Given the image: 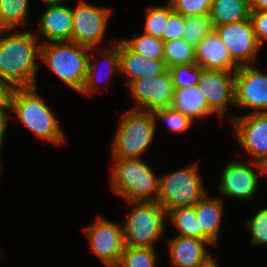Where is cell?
Here are the masks:
<instances>
[{"instance_id": "obj_8", "label": "cell", "mask_w": 267, "mask_h": 267, "mask_svg": "<svg viewBox=\"0 0 267 267\" xmlns=\"http://www.w3.org/2000/svg\"><path fill=\"white\" fill-rule=\"evenodd\" d=\"M72 10L71 41L89 48H97L104 39L112 9L96 7L79 0Z\"/></svg>"}, {"instance_id": "obj_18", "label": "cell", "mask_w": 267, "mask_h": 267, "mask_svg": "<svg viewBox=\"0 0 267 267\" xmlns=\"http://www.w3.org/2000/svg\"><path fill=\"white\" fill-rule=\"evenodd\" d=\"M208 246V240H201L193 237L175 236L168 240L171 262L175 267H204L211 260L212 255Z\"/></svg>"}, {"instance_id": "obj_33", "label": "cell", "mask_w": 267, "mask_h": 267, "mask_svg": "<svg viewBox=\"0 0 267 267\" xmlns=\"http://www.w3.org/2000/svg\"><path fill=\"white\" fill-rule=\"evenodd\" d=\"M213 0H169L173 11L182 16H209Z\"/></svg>"}, {"instance_id": "obj_30", "label": "cell", "mask_w": 267, "mask_h": 267, "mask_svg": "<svg viewBox=\"0 0 267 267\" xmlns=\"http://www.w3.org/2000/svg\"><path fill=\"white\" fill-rule=\"evenodd\" d=\"M212 29L209 16H184L182 38L195 47Z\"/></svg>"}, {"instance_id": "obj_32", "label": "cell", "mask_w": 267, "mask_h": 267, "mask_svg": "<svg viewBox=\"0 0 267 267\" xmlns=\"http://www.w3.org/2000/svg\"><path fill=\"white\" fill-rule=\"evenodd\" d=\"M155 121L165 122L168 130L176 133H185L194 124V121L172 107L157 109L153 112Z\"/></svg>"}, {"instance_id": "obj_22", "label": "cell", "mask_w": 267, "mask_h": 267, "mask_svg": "<svg viewBox=\"0 0 267 267\" xmlns=\"http://www.w3.org/2000/svg\"><path fill=\"white\" fill-rule=\"evenodd\" d=\"M171 107L194 122L214 113L209 108L199 85L175 89Z\"/></svg>"}, {"instance_id": "obj_41", "label": "cell", "mask_w": 267, "mask_h": 267, "mask_svg": "<svg viewBox=\"0 0 267 267\" xmlns=\"http://www.w3.org/2000/svg\"><path fill=\"white\" fill-rule=\"evenodd\" d=\"M262 168H263V175L265 174L267 176V159L262 162Z\"/></svg>"}, {"instance_id": "obj_7", "label": "cell", "mask_w": 267, "mask_h": 267, "mask_svg": "<svg viewBox=\"0 0 267 267\" xmlns=\"http://www.w3.org/2000/svg\"><path fill=\"white\" fill-rule=\"evenodd\" d=\"M198 168V163L193 162L183 169L159 176L157 202L166 213L178 207H192L208 194Z\"/></svg>"}, {"instance_id": "obj_9", "label": "cell", "mask_w": 267, "mask_h": 267, "mask_svg": "<svg viewBox=\"0 0 267 267\" xmlns=\"http://www.w3.org/2000/svg\"><path fill=\"white\" fill-rule=\"evenodd\" d=\"M90 250L106 267L117 266L125 248L123 226L98 216L96 221L84 228Z\"/></svg>"}, {"instance_id": "obj_1", "label": "cell", "mask_w": 267, "mask_h": 267, "mask_svg": "<svg viewBox=\"0 0 267 267\" xmlns=\"http://www.w3.org/2000/svg\"><path fill=\"white\" fill-rule=\"evenodd\" d=\"M16 31L5 30L0 34V78L16 87H33L36 86L37 58H40L39 36L33 31Z\"/></svg>"}, {"instance_id": "obj_24", "label": "cell", "mask_w": 267, "mask_h": 267, "mask_svg": "<svg viewBox=\"0 0 267 267\" xmlns=\"http://www.w3.org/2000/svg\"><path fill=\"white\" fill-rule=\"evenodd\" d=\"M163 61L167 69L176 65L196 63L195 47L183 38L164 41Z\"/></svg>"}, {"instance_id": "obj_23", "label": "cell", "mask_w": 267, "mask_h": 267, "mask_svg": "<svg viewBox=\"0 0 267 267\" xmlns=\"http://www.w3.org/2000/svg\"><path fill=\"white\" fill-rule=\"evenodd\" d=\"M249 0H213L210 10L212 27L247 20L250 17Z\"/></svg>"}, {"instance_id": "obj_36", "label": "cell", "mask_w": 267, "mask_h": 267, "mask_svg": "<svg viewBox=\"0 0 267 267\" xmlns=\"http://www.w3.org/2000/svg\"><path fill=\"white\" fill-rule=\"evenodd\" d=\"M250 20L260 45L267 41V10L250 11Z\"/></svg>"}, {"instance_id": "obj_29", "label": "cell", "mask_w": 267, "mask_h": 267, "mask_svg": "<svg viewBox=\"0 0 267 267\" xmlns=\"http://www.w3.org/2000/svg\"><path fill=\"white\" fill-rule=\"evenodd\" d=\"M157 254L153 247H126L117 267H156Z\"/></svg>"}, {"instance_id": "obj_38", "label": "cell", "mask_w": 267, "mask_h": 267, "mask_svg": "<svg viewBox=\"0 0 267 267\" xmlns=\"http://www.w3.org/2000/svg\"><path fill=\"white\" fill-rule=\"evenodd\" d=\"M6 111L8 112V110H3L0 109V154L2 151V147H3V142H4V137L6 135V127H7V119L10 117L9 113H6Z\"/></svg>"}, {"instance_id": "obj_19", "label": "cell", "mask_w": 267, "mask_h": 267, "mask_svg": "<svg viewBox=\"0 0 267 267\" xmlns=\"http://www.w3.org/2000/svg\"><path fill=\"white\" fill-rule=\"evenodd\" d=\"M40 15L39 31L47 43L71 41L73 26L72 10L60 4L48 5Z\"/></svg>"}, {"instance_id": "obj_5", "label": "cell", "mask_w": 267, "mask_h": 267, "mask_svg": "<svg viewBox=\"0 0 267 267\" xmlns=\"http://www.w3.org/2000/svg\"><path fill=\"white\" fill-rule=\"evenodd\" d=\"M112 142L113 158H141L155 137L156 121L153 112L129 109L120 119Z\"/></svg>"}, {"instance_id": "obj_34", "label": "cell", "mask_w": 267, "mask_h": 267, "mask_svg": "<svg viewBox=\"0 0 267 267\" xmlns=\"http://www.w3.org/2000/svg\"><path fill=\"white\" fill-rule=\"evenodd\" d=\"M245 226L251 230V244H267V207L260 208L252 219L246 221Z\"/></svg>"}, {"instance_id": "obj_12", "label": "cell", "mask_w": 267, "mask_h": 267, "mask_svg": "<svg viewBox=\"0 0 267 267\" xmlns=\"http://www.w3.org/2000/svg\"><path fill=\"white\" fill-rule=\"evenodd\" d=\"M253 65L240 66L235 71V107L252 108L250 113H267V74Z\"/></svg>"}, {"instance_id": "obj_10", "label": "cell", "mask_w": 267, "mask_h": 267, "mask_svg": "<svg viewBox=\"0 0 267 267\" xmlns=\"http://www.w3.org/2000/svg\"><path fill=\"white\" fill-rule=\"evenodd\" d=\"M254 168L259 169L258 173ZM260 175H263L262 163L251 161L247 164L238 160L228 162L221 173L219 192L224 197L249 201L257 192Z\"/></svg>"}, {"instance_id": "obj_13", "label": "cell", "mask_w": 267, "mask_h": 267, "mask_svg": "<svg viewBox=\"0 0 267 267\" xmlns=\"http://www.w3.org/2000/svg\"><path fill=\"white\" fill-rule=\"evenodd\" d=\"M128 88L137 103L131 109L148 112L171 107L175 91L168 69L158 76L133 81Z\"/></svg>"}, {"instance_id": "obj_40", "label": "cell", "mask_w": 267, "mask_h": 267, "mask_svg": "<svg viewBox=\"0 0 267 267\" xmlns=\"http://www.w3.org/2000/svg\"><path fill=\"white\" fill-rule=\"evenodd\" d=\"M46 5L60 4L63 3L64 0H42Z\"/></svg>"}, {"instance_id": "obj_3", "label": "cell", "mask_w": 267, "mask_h": 267, "mask_svg": "<svg viewBox=\"0 0 267 267\" xmlns=\"http://www.w3.org/2000/svg\"><path fill=\"white\" fill-rule=\"evenodd\" d=\"M110 184L127 202H157L159 176L141 158H113ZM158 176V177H157Z\"/></svg>"}, {"instance_id": "obj_21", "label": "cell", "mask_w": 267, "mask_h": 267, "mask_svg": "<svg viewBox=\"0 0 267 267\" xmlns=\"http://www.w3.org/2000/svg\"><path fill=\"white\" fill-rule=\"evenodd\" d=\"M111 44L112 45L109 48L103 47V50L101 49V52L98 50V53L100 54L98 56L101 57L102 61L106 63L105 65H107L106 67L109 73L108 75L109 77L116 75V74L120 75L119 39L113 38V41L111 42ZM94 51H96V48L90 49L91 54L89 55V59H88L86 79L82 87V90L80 92L82 94L84 93V94L90 95L93 92H97L99 90L98 82L99 81L101 82L102 81L101 79L103 78L101 73L100 75H98L99 74L98 72L99 63L97 61L96 62L92 61L91 56H94V54H92V52Z\"/></svg>"}, {"instance_id": "obj_15", "label": "cell", "mask_w": 267, "mask_h": 267, "mask_svg": "<svg viewBox=\"0 0 267 267\" xmlns=\"http://www.w3.org/2000/svg\"><path fill=\"white\" fill-rule=\"evenodd\" d=\"M198 85L209 108L220 118L228 104L235 106V72L203 69Z\"/></svg>"}, {"instance_id": "obj_35", "label": "cell", "mask_w": 267, "mask_h": 267, "mask_svg": "<svg viewBox=\"0 0 267 267\" xmlns=\"http://www.w3.org/2000/svg\"><path fill=\"white\" fill-rule=\"evenodd\" d=\"M184 31V16L173 12L166 23L163 41L181 39Z\"/></svg>"}, {"instance_id": "obj_2", "label": "cell", "mask_w": 267, "mask_h": 267, "mask_svg": "<svg viewBox=\"0 0 267 267\" xmlns=\"http://www.w3.org/2000/svg\"><path fill=\"white\" fill-rule=\"evenodd\" d=\"M50 109L37 92V86L16 88L11 112L36 138L60 146L65 143V135Z\"/></svg>"}, {"instance_id": "obj_39", "label": "cell", "mask_w": 267, "mask_h": 267, "mask_svg": "<svg viewBox=\"0 0 267 267\" xmlns=\"http://www.w3.org/2000/svg\"><path fill=\"white\" fill-rule=\"evenodd\" d=\"M251 11L267 10V0H249Z\"/></svg>"}, {"instance_id": "obj_11", "label": "cell", "mask_w": 267, "mask_h": 267, "mask_svg": "<svg viewBox=\"0 0 267 267\" xmlns=\"http://www.w3.org/2000/svg\"><path fill=\"white\" fill-rule=\"evenodd\" d=\"M229 50L232 59L239 65H252L256 61L259 48L250 18L213 28Z\"/></svg>"}, {"instance_id": "obj_25", "label": "cell", "mask_w": 267, "mask_h": 267, "mask_svg": "<svg viewBox=\"0 0 267 267\" xmlns=\"http://www.w3.org/2000/svg\"><path fill=\"white\" fill-rule=\"evenodd\" d=\"M29 0H0V22L6 30L27 24Z\"/></svg>"}, {"instance_id": "obj_26", "label": "cell", "mask_w": 267, "mask_h": 267, "mask_svg": "<svg viewBox=\"0 0 267 267\" xmlns=\"http://www.w3.org/2000/svg\"><path fill=\"white\" fill-rule=\"evenodd\" d=\"M167 216L177 229L178 236L201 239V228L193 206L175 208L169 211Z\"/></svg>"}, {"instance_id": "obj_42", "label": "cell", "mask_w": 267, "mask_h": 267, "mask_svg": "<svg viewBox=\"0 0 267 267\" xmlns=\"http://www.w3.org/2000/svg\"><path fill=\"white\" fill-rule=\"evenodd\" d=\"M204 267H218V265L216 264V261L213 259Z\"/></svg>"}, {"instance_id": "obj_27", "label": "cell", "mask_w": 267, "mask_h": 267, "mask_svg": "<svg viewBox=\"0 0 267 267\" xmlns=\"http://www.w3.org/2000/svg\"><path fill=\"white\" fill-rule=\"evenodd\" d=\"M121 40L134 52L150 59H163L164 41L147 34H134L132 39Z\"/></svg>"}, {"instance_id": "obj_20", "label": "cell", "mask_w": 267, "mask_h": 267, "mask_svg": "<svg viewBox=\"0 0 267 267\" xmlns=\"http://www.w3.org/2000/svg\"><path fill=\"white\" fill-rule=\"evenodd\" d=\"M223 199L209 198L208 195L199 200L193 207L201 228V240H208L216 246L222 225Z\"/></svg>"}, {"instance_id": "obj_17", "label": "cell", "mask_w": 267, "mask_h": 267, "mask_svg": "<svg viewBox=\"0 0 267 267\" xmlns=\"http://www.w3.org/2000/svg\"><path fill=\"white\" fill-rule=\"evenodd\" d=\"M195 55L196 63L206 70L235 72L240 67L214 29L195 46Z\"/></svg>"}, {"instance_id": "obj_6", "label": "cell", "mask_w": 267, "mask_h": 267, "mask_svg": "<svg viewBox=\"0 0 267 267\" xmlns=\"http://www.w3.org/2000/svg\"><path fill=\"white\" fill-rule=\"evenodd\" d=\"M134 204L123 223L126 247H154L164 235L167 219L165 209L158 202H129ZM154 244V245H153Z\"/></svg>"}, {"instance_id": "obj_43", "label": "cell", "mask_w": 267, "mask_h": 267, "mask_svg": "<svg viewBox=\"0 0 267 267\" xmlns=\"http://www.w3.org/2000/svg\"><path fill=\"white\" fill-rule=\"evenodd\" d=\"M6 29L3 27V25L1 24V22H0V34L2 33V32H4Z\"/></svg>"}, {"instance_id": "obj_28", "label": "cell", "mask_w": 267, "mask_h": 267, "mask_svg": "<svg viewBox=\"0 0 267 267\" xmlns=\"http://www.w3.org/2000/svg\"><path fill=\"white\" fill-rule=\"evenodd\" d=\"M173 12L169 2L166 6L157 5L147 8L143 28L144 34L162 39L168 18Z\"/></svg>"}, {"instance_id": "obj_4", "label": "cell", "mask_w": 267, "mask_h": 267, "mask_svg": "<svg viewBox=\"0 0 267 267\" xmlns=\"http://www.w3.org/2000/svg\"><path fill=\"white\" fill-rule=\"evenodd\" d=\"M90 49L72 41L45 42L41 43L40 60L67 86L80 93L86 79Z\"/></svg>"}, {"instance_id": "obj_14", "label": "cell", "mask_w": 267, "mask_h": 267, "mask_svg": "<svg viewBox=\"0 0 267 267\" xmlns=\"http://www.w3.org/2000/svg\"><path fill=\"white\" fill-rule=\"evenodd\" d=\"M230 118L241 147L252 161L264 162L267 159V113H247Z\"/></svg>"}, {"instance_id": "obj_16", "label": "cell", "mask_w": 267, "mask_h": 267, "mask_svg": "<svg viewBox=\"0 0 267 267\" xmlns=\"http://www.w3.org/2000/svg\"><path fill=\"white\" fill-rule=\"evenodd\" d=\"M120 76L126 79L127 87L137 80L163 74L166 64L163 59H150L131 50L119 39Z\"/></svg>"}, {"instance_id": "obj_31", "label": "cell", "mask_w": 267, "mask_h": 267, "mask_svg": "<svg viewBox=\"0 0 267 267\" xmlns=\"http://www.w3.org/2000/svg\"><path fill=\"white\" fill-rule=\"evenodd\" d=\"M203 68L197 63L168 68L175 89L198 85Z\"/></svg>"}, {"instance_id": "obj_37", "label": "cell", "mask_w": 267, "mask_h": 267, "mask_svg": "<svg viewBox=\"0 0 267 267\" xmlns=\"http://www.w3.org/2000/svg\"><path fill=\"white\" fill-rule=\"evenodd\" d=\"M16 88L12 82L0 78V109L11 111Z\"/></svg>"}]
</instances>
